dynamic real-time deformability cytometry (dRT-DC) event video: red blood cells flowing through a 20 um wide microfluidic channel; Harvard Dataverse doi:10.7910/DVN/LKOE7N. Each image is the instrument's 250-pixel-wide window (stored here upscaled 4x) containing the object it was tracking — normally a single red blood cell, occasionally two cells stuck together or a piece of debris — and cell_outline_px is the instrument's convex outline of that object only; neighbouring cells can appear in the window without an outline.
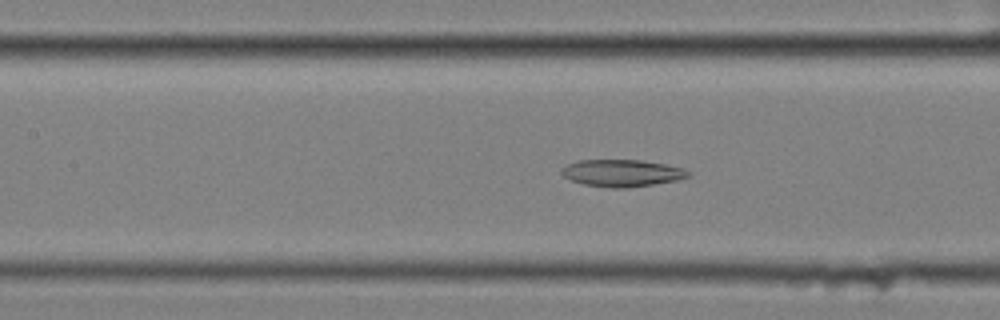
{"species": "common noctule bat (a hibernating species)", "species_latin": "Nyctalus noctula", "temperature_condition": "cold", "stored_images_in_passage": 58, "camera_frame_rate_fps": 3000, "um_per_image_px": 0.085, "animal": {"sex": "female", "body_mass_g": 25.1}, "frame": {"image": 1, "passage_image": 26, "time_ms": 8.333, "image_size_px": [1000, 320], "cell_outline_px": [[692, 176], [676, 180], [628, 188], [612, 188], [584, 184], [572, 180], [564, 176], [560, 172], [560, 168], [568, 164], [580, 160], [640, 160], [664, 164], [684, 168], [692, 172]], "centroid_in_image_um": [52.89, 14.71], "position_along_channel_um": 154.5, "area_um2": 19.94}}
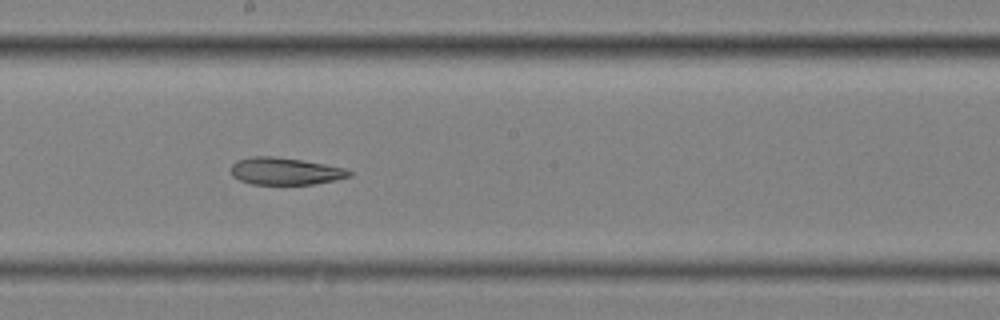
{"frame": {"image": 2, "passage_image": 32, "time_ms": 10.333, "image_size_px": [1000, 320], "cell_outline_px": [[352, 176], [336, 180], [312, 184], [252, 184], [240, 180], [232, 176], [232, 164], [236, 160], [252, 156], [272, 156], [300, 160], [348, 168], [352, 172]], "centroid_in_image_um": [24.26, 14.55], "position_along_channel_um": 223.9, "area_um2": 18.73}}
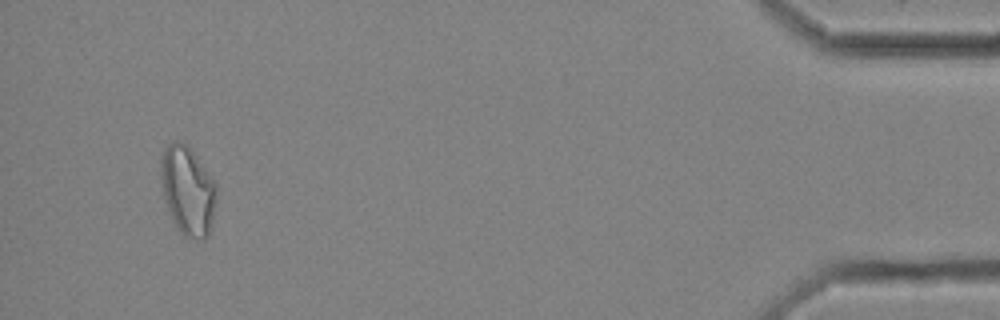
{"frame": {"image": 3, "passage_image": 55, "time_ms": 18.0, "image_size_px": [1000, 320], "cell_outline_px": [[216, 204], [212, 228], [208, 236], [204, 240], [200, 240], [184, 236], [176, 228], [168, 212], [164, 200], [160, 176], [160, 156], [164, 148], [172, 140], [184, 140], [188, 144], [216, 184]], "centroid_in_image_um": [15.94, 16.19], "position_along_channel_um": 419.3, "area_um2": 29.65}}